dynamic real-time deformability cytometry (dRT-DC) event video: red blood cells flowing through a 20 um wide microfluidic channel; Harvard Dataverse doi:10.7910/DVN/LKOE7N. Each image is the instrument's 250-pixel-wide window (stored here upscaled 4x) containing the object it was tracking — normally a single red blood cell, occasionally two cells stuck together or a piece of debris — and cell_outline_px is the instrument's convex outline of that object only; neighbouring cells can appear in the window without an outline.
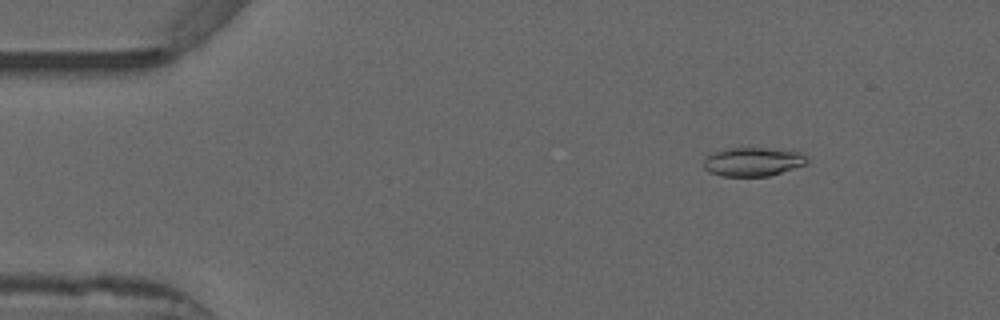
{"species": "common noctule bat (a hibernating species)", "species_latin": "Nyctalus noctula", "temperature_condition": "warm", "stored_images_in_passage": 46, "camera_frame_rate_fps": 3000, "um_per_image_px": 0.085, "animal": {"sex": "male", "forearm_length_mm": 52.5}, "frame": {"image": 1, "passage_image": 1, "time_ms": 0.0, "image_size_px": [1000, 320], "cell_outline_px": [[808, 160], [804, 164], [768, 176], [720, 176], [708, 172], [704, 168], [704, 160], [712, 152], [728, 148], [764, 148], [800, 152]], "centroid_in_image_um": [63.92, 13.75], "position_along_channel_um": 21.1, "area_um2": 17.05}}
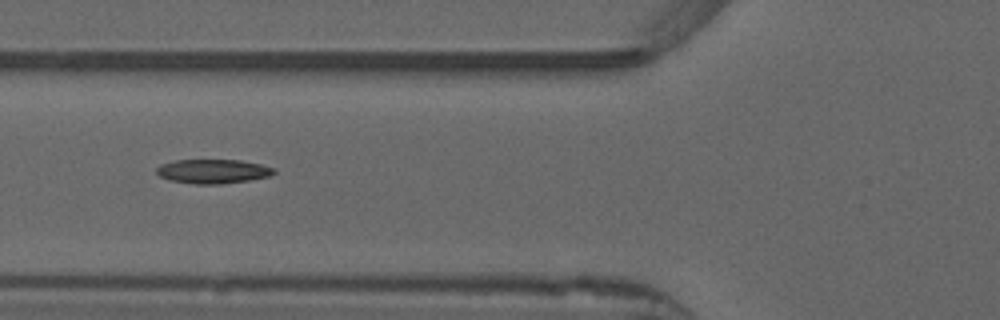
{"frame": {"image": 2, "passage_image": 14, "time_ms": 4.333, "image_size_px": [1000, 320], "cell_outline_px": [[276, 172], [268, 176], [248, 180], [220, 184], [196, 184], [168, 180], [160, 176], [156, 172], [156, 168], [160, 164], [176, 160], [240, 160], [260, 164], [276, 168]], "centroid_in_image_um": [18.08, 14.56], "position_along_channel_um": 107.7, "area_um2": 16.53}}
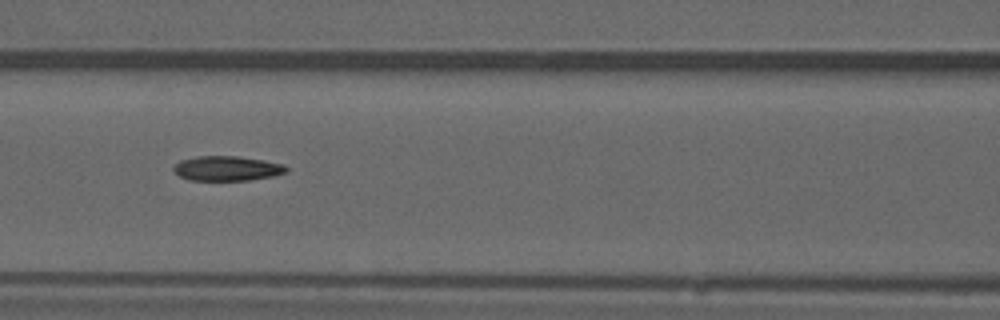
{"frame": {"image": 3, "passage_image": 17, "time_ms": 5.333, "image_size_px": [1000, 320], "cell_outline_px": [[288, 172], [272, 176], [248, 180], [188, 180], [180, 176], [172, 168], [180, 160], [196, 156], [236, 156], [264, 160], [284, 164], [288, 168]], "centroid_in_image_um": [19.31, 14.31], "position_along_channel_um": 147.3, "area_um2": 16.24}, "authors_computed_cell_mechanics": {"area_um2": 16.4152, "velocity_mm_per_s": 3.9389, "shape_relaxation_time_tau1_ms": null, "shape_relaxation_time_tau2_ms": 2.86, "deformation_change_tau1": null, "deformation_change_tau2": 0.1043}}